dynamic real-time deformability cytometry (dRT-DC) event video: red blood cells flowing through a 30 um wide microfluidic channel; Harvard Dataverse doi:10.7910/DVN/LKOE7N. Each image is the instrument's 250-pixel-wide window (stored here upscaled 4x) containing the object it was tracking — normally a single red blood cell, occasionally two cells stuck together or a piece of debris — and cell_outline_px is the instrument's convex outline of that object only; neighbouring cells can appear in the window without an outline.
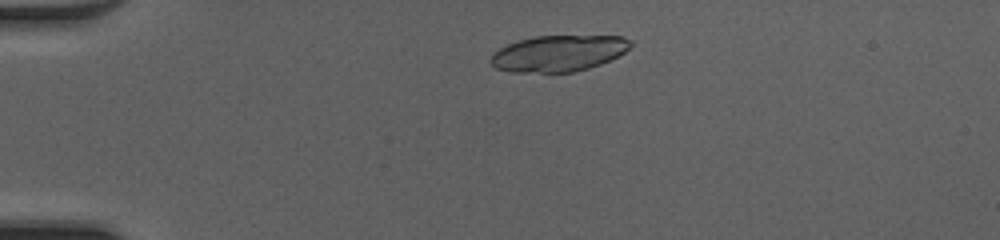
{"species": "common noctule bat (a hibernating species)", "species_latin": "Nyctalus noctula", "temperature_condition": "cold", "stored_images_in_passage": 42, "camera_frame_rate_fps": 3000, "um_per_image_px": 0.085, "animal": {"sex": "female", "body_mass_g": 20.0, "forearm_length_mm": 54.0}, "frame": {"image": 1, "passage_image": 5, "time_ms": 1.333, "image_size_px": [1000, 240], "cell_outline_px": [[632, 44], [624, 52], [600, 64], [588, 68], [572, 72], [512, 72], [496, 68], [488, 60], [492, 52], [508, 44], [520, 40], [536, 36], [624, 36], [632, 40]], "centroid_in_image_um": [47.44, 4.53], "position_along_channel_um": 37.6, "area_um2": 29.36}}